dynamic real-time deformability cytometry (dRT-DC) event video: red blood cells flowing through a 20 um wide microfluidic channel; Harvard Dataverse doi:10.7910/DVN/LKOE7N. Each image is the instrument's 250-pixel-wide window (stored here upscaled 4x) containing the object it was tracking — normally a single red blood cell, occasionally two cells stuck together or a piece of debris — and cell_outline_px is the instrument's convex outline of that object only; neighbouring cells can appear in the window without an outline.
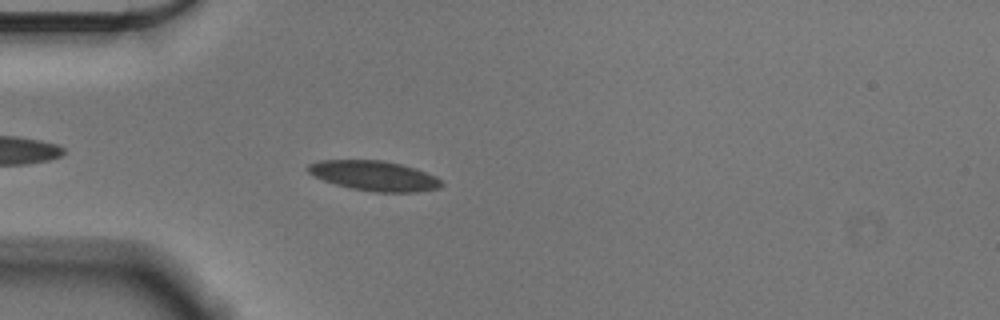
{"species": "Egyptian fruit bat (a non-hibernating species)", "species_latin": "Rousettus aegyptiacus", "temperature_condition": "cold", "stored_images_in_passage": 45, "camera_frame_rate_fps": 3000, "um_per_image_px": 0.085, "animal": {"sex": "male"}, "frame": {"image": 1, "passage_image": 5, "time_ms": 1.333, "image_size_px": [1000, 320], "cell_outline_px": [[444, 184], [440, 188], [416, 192], [376, 192], [348, 188], [324, 180], [308, 172], [304, 168], [308, 164], [320, 160], [384, 160], [416, 168], [436, 176]], "centroid_in_image_um": [31.82, 14.94], "position_along_channel_um": 53.2, "area_um2": 23.41}}
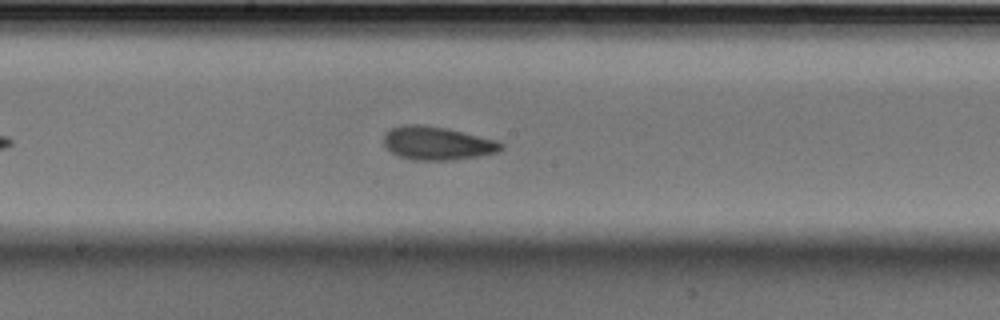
{"frame": {"image": 2, "passage_image": 19, "time_ms": 6.0, "image_size_px": [1000, 320], "cell_outline_px": [[504, 148], [496, 152], [480, 156], [452, 160], [412, 160], [400, 156], [392, 152], [384, 144], [384, 132], [400, 124], [420, 124], [448, 128], [496, 140], [504, 144]], "centroid_in_image_um": [37.16, 12.16], "position_along_channel_um": 211.0, "area_um2": 22.95}}
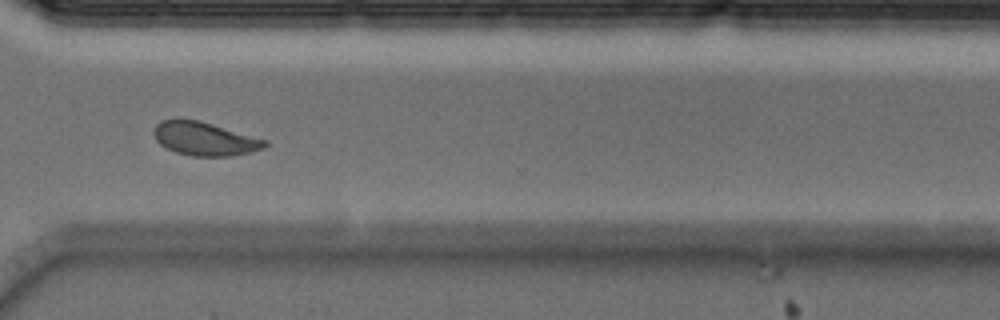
{"frame": {"image": 3, "passage_image": 31, "time_ms": 10.0, "image_size_px": [1000, 320], "cell_outline_px": [[268, 144], [264, 148], [252, 152], [232, 156], [192, 156], [176, 152], [160, 144], [156, 140], [152, 132], [156, 124], [160, 120], [172, 116], [176, 116], [200, 120], [268, 140]], "centroid_in_image_um": [17.36, 11.75], "position_along_channel_um": 353.2, "area_um2": 22.37}, "authors_computed_cell_mechanics": {"area_um2": 22.253, "velocity_mm_per_s": 3.5605, "shape_relaxation_time_tau1_ms": 4.5277, "shape_relaxation_time_tau2_ms": 1.8843, "deformation_change_tau1": 0.1076, "deformation_change_tau2": 0.0668}}